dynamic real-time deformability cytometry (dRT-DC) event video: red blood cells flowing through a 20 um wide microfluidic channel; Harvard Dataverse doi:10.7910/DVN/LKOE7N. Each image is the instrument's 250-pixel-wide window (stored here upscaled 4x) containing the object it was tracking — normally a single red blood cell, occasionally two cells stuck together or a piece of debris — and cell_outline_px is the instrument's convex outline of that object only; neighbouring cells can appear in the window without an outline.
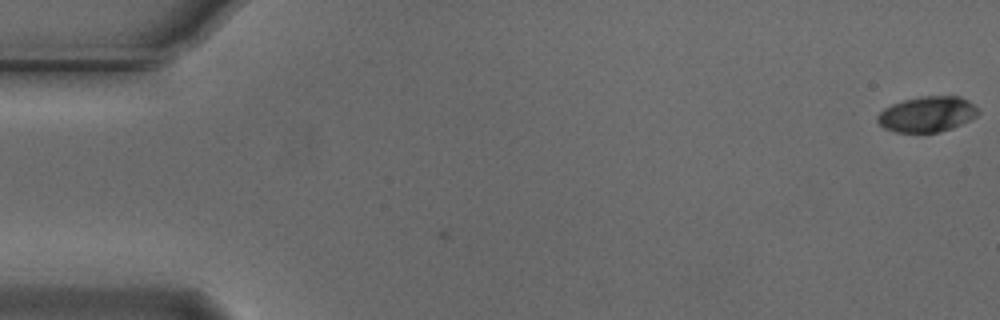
{"species": "Egyptian fruit bat (a non-hibernating species)", "species_latin": "Rousettus aegyptiacus", "temperature_condition": "cold", "stored_images_in_passage": 3, "camera_frame_rate_fps": 3000, "um_per_image_px": 0.085, "animal": {"sex": "male"}, "frame": {"image": 1, "passage_image": 3, "time_ms": 0.667, "image_size_px": [1000, 320], "cell_outline_px": [[980, 112], [976, 116], [952, 128], [940, 132], [896, 132], [884, 128], [876, 120], [876, 116], [884, 108], [892, 104], [904, 100], [924, 96], [960, 96], [968, 100]], "centroid_in_image_um": [78.79, 9.7], "position_along_channel_um": 6.2, "area_um2": 20.69}}